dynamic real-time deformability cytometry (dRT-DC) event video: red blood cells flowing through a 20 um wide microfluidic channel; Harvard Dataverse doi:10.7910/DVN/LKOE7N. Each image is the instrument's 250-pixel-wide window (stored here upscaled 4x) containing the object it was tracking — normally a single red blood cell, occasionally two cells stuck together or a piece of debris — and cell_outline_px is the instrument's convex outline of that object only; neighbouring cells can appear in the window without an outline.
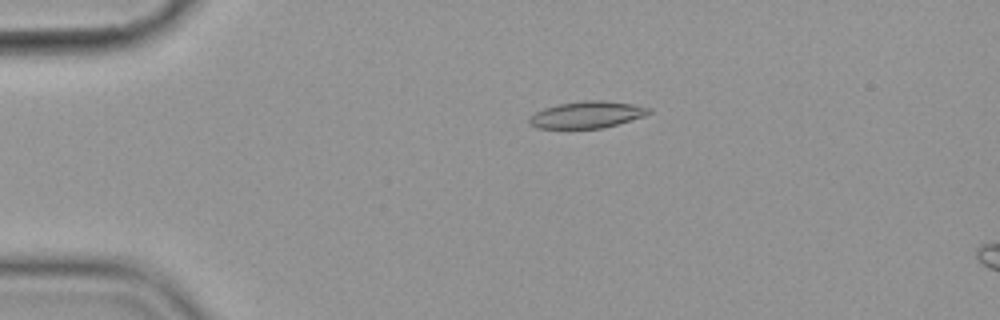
{"species": "common noctule bat (a hibernating species)", "species_latin": "Nyctalus noctula", "temperature_condition": "cold", "stored_images_in_passage": 5, "camera_frame_rate_fps": 3000, "um_per_image_px": 0.085, "animal": {"sex": "female", "body_mass_g": 19.9}, "frame": {"image": 1, "passage_image": 3, "time_ms": 3.667, "image_size_px": [1000, 320], "cell_outline_px": [[652, 112], [644, 116], [604, 128], [536, 128], [528, 124], [528, 116], [544, 108], [560, 104], [584, 100], [600, 100], [632, 104], [652, 108]], "centroid_in_image_um": [49.87, 9.75], "position_along_channel_um": 35.1, "area_um2": 18.67}}